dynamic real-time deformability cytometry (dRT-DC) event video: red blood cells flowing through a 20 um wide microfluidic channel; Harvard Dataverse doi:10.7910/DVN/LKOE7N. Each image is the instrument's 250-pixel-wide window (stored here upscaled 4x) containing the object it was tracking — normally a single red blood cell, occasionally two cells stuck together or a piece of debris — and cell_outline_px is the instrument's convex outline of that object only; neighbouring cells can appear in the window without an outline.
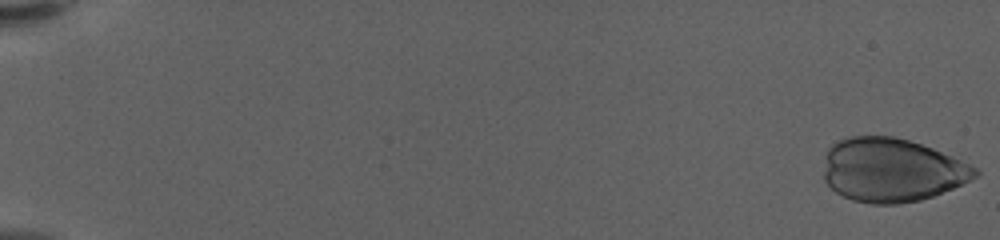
{"species": "human", "species_latin": "Homo sapiens", "temperature_condition": "warm", "stored_images_in_passage": 51, "camera_frame_rate_fps": 3000, "um_per_image_px": 0.085, "donor": {"sex": "female"}, "frame": {"image": 1, "passage_image": 1, "time_ms": 0.0, "image_size_px": [1000, 240], "cell_outline_px": [[980, 172], [976, 176], [952, 188], [932, 196], [920, 200], [896, 204], [872, 204], [852, 200], [836, 192], [824, 180], [824, 172], [828, 148], [832, 144], [840, 140], [852, 136], [892, 136], [908, 140], [932, 148], [952, 156], [976, 168]], "centroid_in_image_um": [75.77, 14.46], "position_along_channel_um": 9.2, "area_um2": 55.66}}
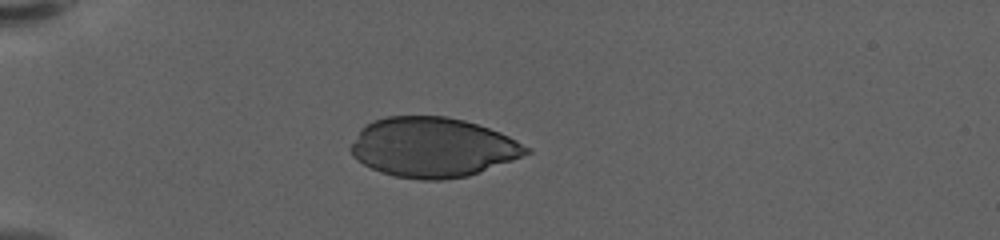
{"frame": {"image": 2, "passage_image": 16, "time_ms": 5.0, "image_size_px": [1000, 240], "cell_outline_px": [[532, 152], [512, 160], [468, 176], [444, 180], [420, 180], [396, 176], [380, 172], [356, 160], [352, 156], [348, 148], [360, 128], [372, 120], [388, 116], [444, 116], [464, 120], [500, 132], [532, 148]], "centroid_in_image_um": [36.75, 12.52], "position_along_channel_um": 48.3, "area_um2": 61.27}}
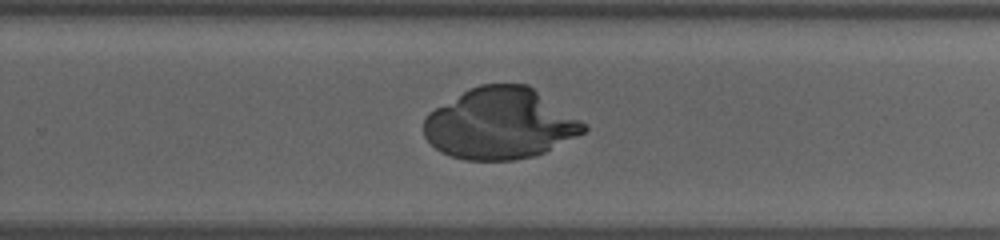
{"frame": {"image": 3, "passage_image": 35, "time_ms": 11.333, "image_size_px": [1000, 240], "cell_outline_px": [[588, 128], [584, 132], [536, 156], [512, 160], [464, 160], [448, 156], [440, 152], [424, 136], [424, 120], [428, 112], [464, 92], [480, 84], [528, 84], [588, 124]], "centroid_in_image_um": [42.51, 10.52], "position_along_channel_um": 287.3, "area_um2": 66.12}}